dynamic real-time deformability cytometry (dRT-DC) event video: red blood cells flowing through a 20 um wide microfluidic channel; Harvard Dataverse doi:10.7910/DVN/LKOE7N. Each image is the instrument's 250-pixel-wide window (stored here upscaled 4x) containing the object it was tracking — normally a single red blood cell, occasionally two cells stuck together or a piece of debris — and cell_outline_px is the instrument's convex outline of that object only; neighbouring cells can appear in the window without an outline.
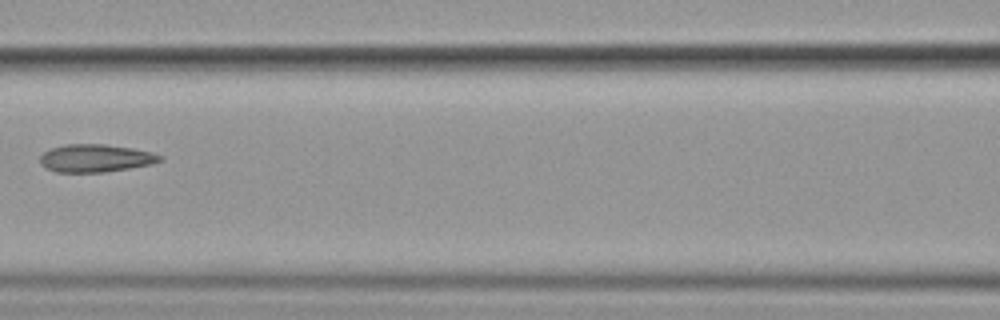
{"species": "common noctule bat (a hibernating species)", "species_latin": "Nyctalus noctula", "temperature_condition": "cold", "stored_images_in_passage": 9, "camera_frame_rate_fps": 3000, "um_per_image_px": 0.085, "animal": {"sex": "female", "body_mass_g": 19.9}, "frame": {"image": 1, "passage_image": 6, "time_ms": 6.0, "image_size_px": [1000, 320], "cell_outline_px": [[164, 160], [152, 164], [104, 172], [56, 172], [40, 164], [40, 156], [44, 152], [52, 148], [64, 144], [104, 144], [132, 148], [152, 152], [164, 156]], "centroid_in_image_um": [8.15, 13.44], "position_along_channel_um": 158.4, "area_um2": 19.42}}
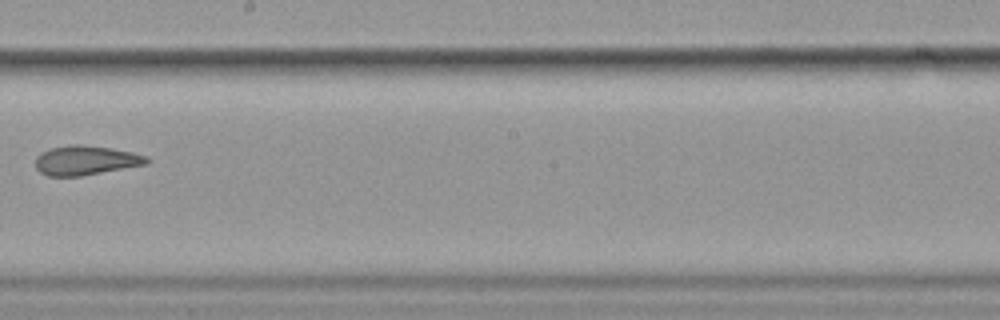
{"frame": {"image": 2, "passage_image": 8, "time_ms": 8.333, "image_size_px": [1000, 320], "cell_outline_px": [[152, 160], [148, 164], [80, 176], [48, 176], [40, 172], [36, 168], [36, 156], [40, 152], [52, 148], [72, 144], [80, 144], [112, 148], [132, 152], [148, 156]], "centroid_in_image_um": [7.31, 13.62], "position_along_channel_um": 240.9, "area_um2": 19.19}}
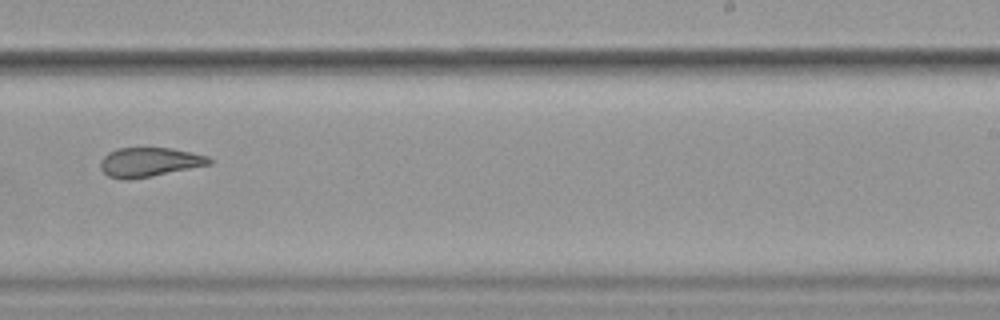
{"frame": {"image": 3, "passage_image": 9, "time_ms": 9.333, "image_size_px": [1000, 320], "cell_outline_px": [[212, 164], [152, 176], [128, 180], [120, 180], [108, 176], [100, 168], [100, 160], [108, 152], [116, 148], [172, 148], [192, 152], [208, 156], [212, 160]], "centroid_in_image_um": [12.68, 13.78], "position_along_channel_um": 276.3, "area_um2": 18.73}}